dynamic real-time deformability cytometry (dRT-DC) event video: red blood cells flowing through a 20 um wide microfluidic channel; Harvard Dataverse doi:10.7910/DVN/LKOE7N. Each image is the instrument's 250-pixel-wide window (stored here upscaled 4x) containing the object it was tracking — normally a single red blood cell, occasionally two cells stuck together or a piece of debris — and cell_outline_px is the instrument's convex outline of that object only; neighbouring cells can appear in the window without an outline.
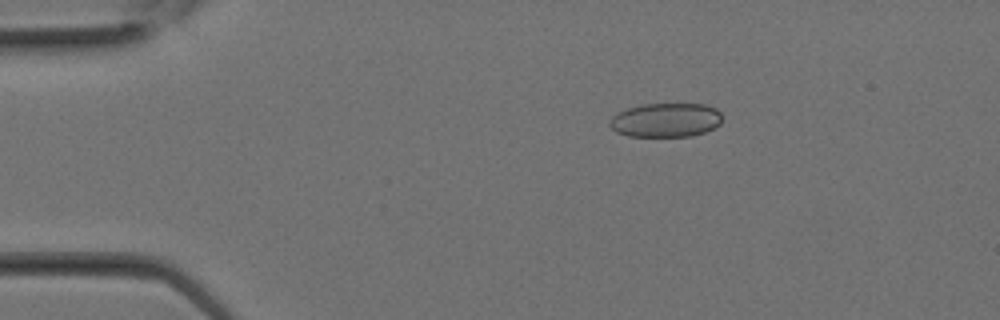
{"species": "Egyptian fruit bat (a non-hibernating species)", "species_latin": "Rousettus aegyptiacus", "temperature_condition": "room temperature", "stored_images_in_passage": 9, "camera_frame_rate_fps": 3000, "um_per_image_px": 0.085, "animal": {"sex": "female"}, "frame": {"image": 1, "passage_image": 4, "time_ms": 1.0, "image_size_px": [1000, 320], "cell_outline_px": [[720, 124], [716, 128], [692, 136], [628, 136], [616, 132], [608, 124], [608, 120], [616, 112], [628, 108], [644, 104], [704, 104], [716, 108], [720, 112]], "centroid_in_image_um": [56.57, 10.2], "position_along_channel_um": 28.4, "area_um2": 22.48}}
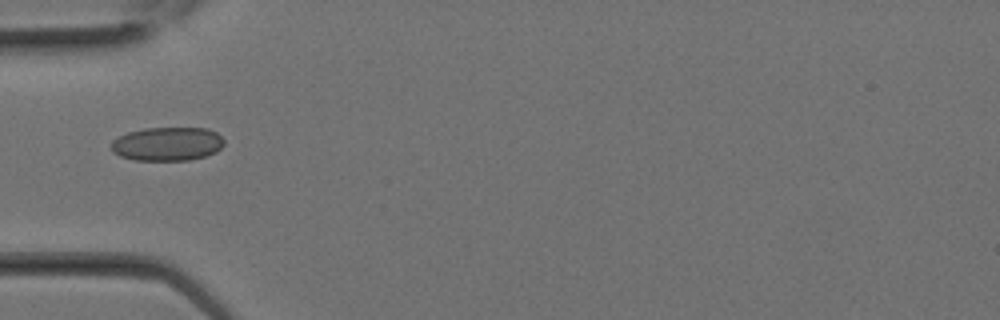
{"frame": {"image": 2, "passage_image": 8, "time_ms": 2.333, "image_size_px": [1000, 320], "cell_outline_px": [[224, 144], [216, 152], [204, 156], [188, 160], [136, 160], [120, 156], [112, 152], [112, 140], [128, 132], [144, 128], [208, 128], [216, 132], [224, 140]], "centroid_in_image_um": [14.23, 12.23], "position_along_channel_um": 70.8, "area_um2": 22.14}}